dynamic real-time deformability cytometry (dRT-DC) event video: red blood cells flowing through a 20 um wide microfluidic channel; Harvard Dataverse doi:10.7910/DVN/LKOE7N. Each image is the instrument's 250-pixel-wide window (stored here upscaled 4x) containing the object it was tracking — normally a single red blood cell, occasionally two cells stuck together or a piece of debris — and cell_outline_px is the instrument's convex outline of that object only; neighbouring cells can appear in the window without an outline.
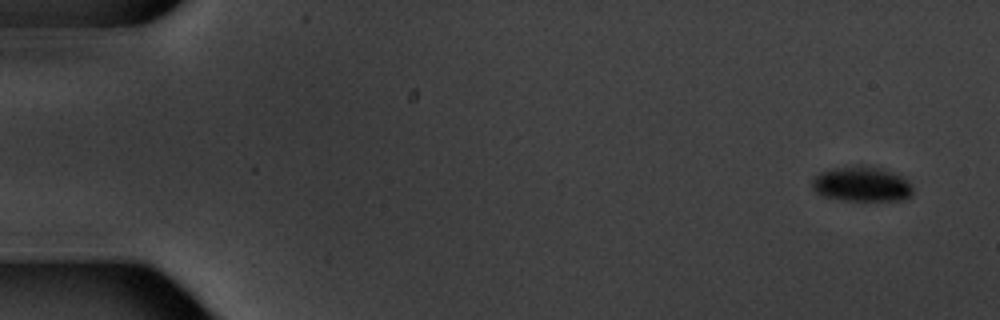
{"species": "common noctule bat (a hibernating species)", "species_latin": "Nyctalus noctula", "temperature_condition": "warm", "stored_images_in_passage": 10, "camera_frame_rate_fps": 3000, "um_per_image_px": 0.085, "animal": {"sex": "male", "body_mass_g": 20.1, "forearm_length_mm": 53.5}, "frame": {"image": 1, "passage_image": 1, "time_ms": 0.0, "image_size_px": [1000, 320], "cell_outline_px": [[912, 192], [904, 200], [844, 200], [824, 196], [816, 192], [812, 188], [812, 180], [820, 172], [832, 168], [880, 168], [892, 172], [908, 180], [912, 184]], "centroid_in_image_um": [73.25, 15.68], "position_along_channel_um": 11.8, "area_um2": 19.83}}
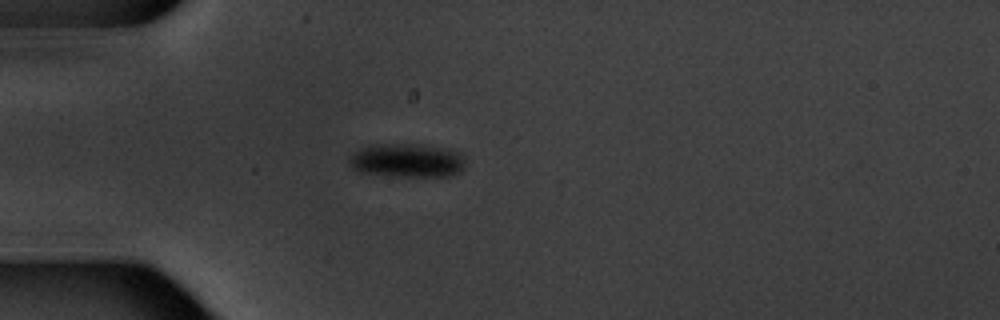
{"frame": {"image": 2, "passage_image": 5, "time_ms": 4.667, "image_size_px": [1000, 320], "cell_outline_px": [[464, 168], [460, 172], [452, 176], [396, 176], [360, 172], [352, 168], [348, 160], [348, 156], [352, 152], [368, 144], [424, 144], [444, 148], [460, 152], [464, 160]], "centroid_in_image_um": [34.57, 13.62], "position_along_channel_um": 50.4, "area_um2": 23.24}}